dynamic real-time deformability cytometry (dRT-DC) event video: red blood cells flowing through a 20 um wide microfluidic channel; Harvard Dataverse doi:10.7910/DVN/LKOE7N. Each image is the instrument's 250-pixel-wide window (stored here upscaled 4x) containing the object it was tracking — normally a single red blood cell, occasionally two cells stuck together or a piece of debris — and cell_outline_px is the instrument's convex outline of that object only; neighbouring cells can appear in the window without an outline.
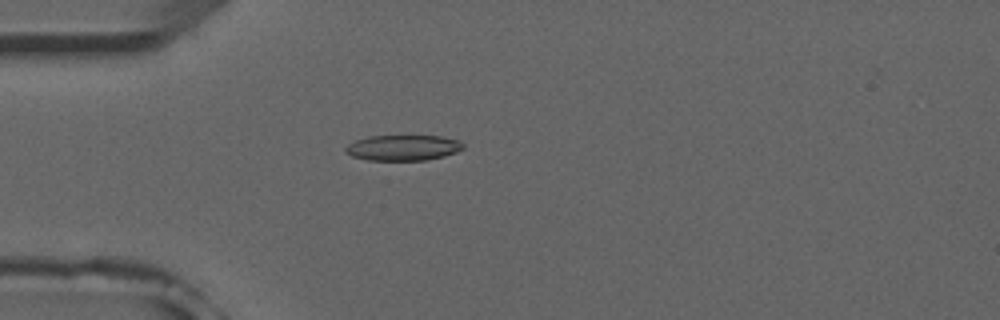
{"species": "common noctule bat (a hibernating species)", "species_latin": "Nyctalus noctula", "temperature_condition": "room temperature", "stored_images_in_passage": 46, "camera_frame_rate_fps": 3000, "um_per_image_px": 0.085, "animal": {"sex": "male", "forearm_length_mm": 52.5}, "frame": {"image": 1, "passage_image": 8, "time_ms": 2.333, "image_size_px": [1000, 320], "cell_outline_px": [[464, 148], [456, 152], [444, 156], [428, 160], [368, 160], [352, 156], [344, 152], [344, 148], [348, 144], [356, 140], [368, 136], [440, 136], [460, 140], [464, 144]], "centroid_in_image_um": [34.26, 12.56], "position_along_channel_um": 50.7, "area_um2": 17.63}}
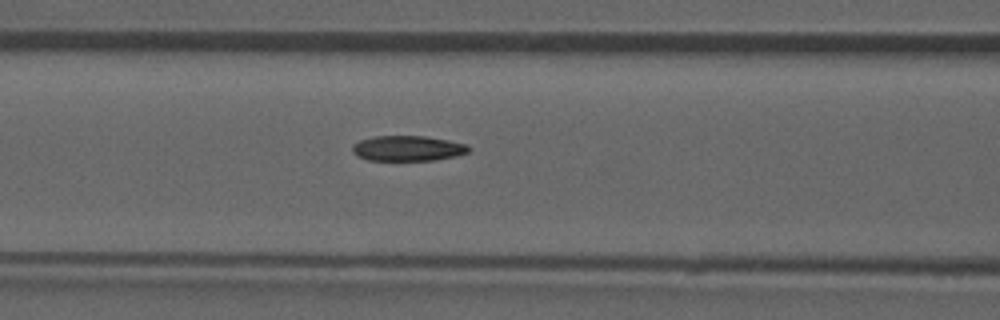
{"frame": {"image": 2, "passage_image": 15, "time_ms": 4.667, "image_size_px": [1000, 320], "cell_outline_px": [[468, 152], [456, 156], [436, 160], [368, 160], [356, 156], [352, 152], [352, 144], [360, 140], [372, 136], [424, 136], [448, 140], [468, 144]], "centroid_in_image_um": [34.62, 12.61], "position_along_channel_um": 132.0, "area_um2": 17.22}}
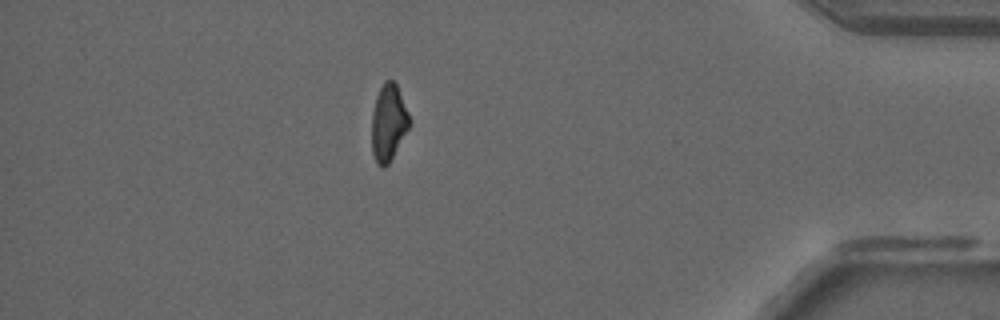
{"frame": {"image": 3, "passage_image": 39, "time_ms": 12.667, "image_size_px": [1000, 320], "cell_outline_px": [[412, 124], [388, 164], [384, 168], [380, 168], [376, 164], [372, 152], [372, 112], [376, 96], [384, 80], [392, 80], [396, 84], [408, 112]], "centroid_in_image_um": [33.02, 10.46], "position_along_channel_um": 402.2, "area_um2": 16.99}}